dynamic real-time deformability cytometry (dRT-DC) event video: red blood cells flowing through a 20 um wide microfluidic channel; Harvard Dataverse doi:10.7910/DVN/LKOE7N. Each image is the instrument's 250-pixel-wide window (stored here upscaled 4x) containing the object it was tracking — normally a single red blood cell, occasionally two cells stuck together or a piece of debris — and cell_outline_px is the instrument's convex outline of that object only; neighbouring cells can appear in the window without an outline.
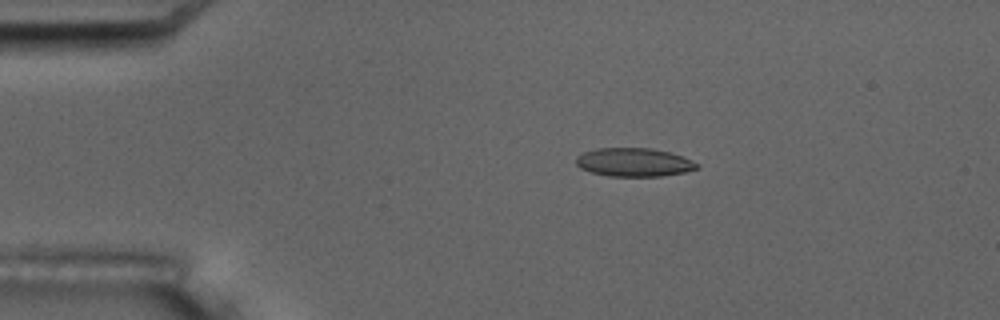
{"species": "common noctule bat (a hibernating species)", "species_latin": "Nyctalus noctula", "temperature_condition": "room temperature", "stored_images_in_passage": 6, "camera_frame_rate_fps": 3000, "um_per_image_px": 0.085, "animal": {"sex": "male", "body_mass_g": 17.5, "forearm_length_mm": 52.3}, "frame": {"image": 1, "passage_image": 4, "time_ms": 3.667, "image_size_px": [1000, 320], "cell_outline_px": [[700, 168], [684, 172], [660, 176], [608, 176], [592, 172], [580, 168], [576, 164], [576, 156], [584, 152], [596, 148], [652, 148], [668, 152], [692, 160], [700, 164]], "centroid_in_image_um": [53.88, 13.79], "position_along_channel_um": 31.1, "area_um2": 20.06}}